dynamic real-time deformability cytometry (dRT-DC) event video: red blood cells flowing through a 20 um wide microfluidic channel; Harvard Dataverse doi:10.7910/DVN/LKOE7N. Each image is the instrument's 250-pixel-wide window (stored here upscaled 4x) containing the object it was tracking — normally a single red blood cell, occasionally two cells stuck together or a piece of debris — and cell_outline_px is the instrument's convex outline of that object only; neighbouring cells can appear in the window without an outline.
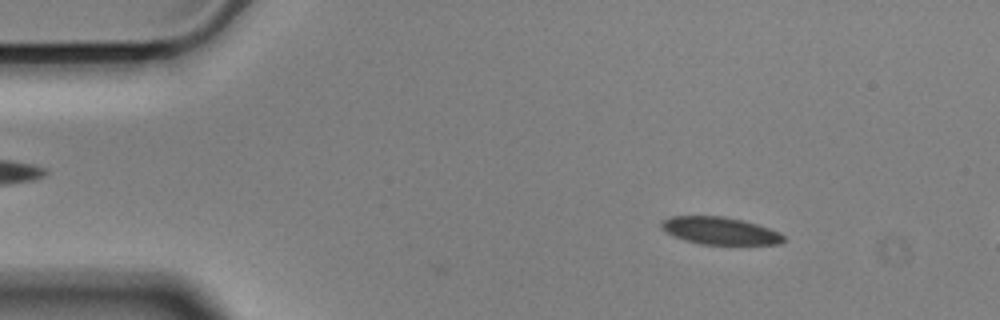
{"species": "Egyptian fruit bat (a non-hibernating species)", "species_latin": "Rousettus aegyptiacus", "temperature_condition": "cold", "stored_images_in_passage": 15, "camera_frame_rate_fps": 3000, "um_per_image_px": 0.085, "animal": {"sex": "male"}, "frame": {"image": 1, "passage_image": 7, "time_ms": 2.0, "image_size_px": [1000, 320], "cell_outline_px": [[784, 240], [780, 244], [700, 244], [684, 240], [660, 228], [660, 224], [664, 220], [672, 216], [724, 216], [744, 220], [780, 232], [784, 236]], "centroid_in_image_um": [61.21, 19.61], "position_along_channel_um": 23.8, "area_um2": 19.36}}